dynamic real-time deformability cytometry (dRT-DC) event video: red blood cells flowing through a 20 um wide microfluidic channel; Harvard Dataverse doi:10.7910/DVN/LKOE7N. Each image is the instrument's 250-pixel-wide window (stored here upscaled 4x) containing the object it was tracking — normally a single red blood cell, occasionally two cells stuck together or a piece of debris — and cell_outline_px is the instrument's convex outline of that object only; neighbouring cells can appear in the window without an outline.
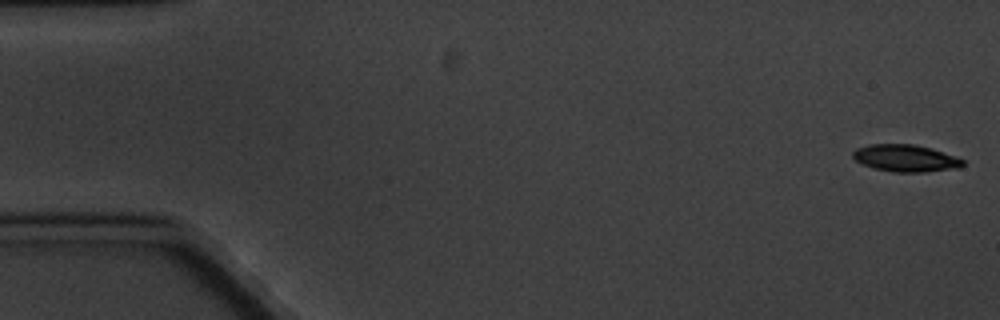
{"species": "common noctule bat (a hibernating species)", "species_latin": "Nyctalus noctula", "temperature_condition": "cold", "stored_images_in_passage": 8, "camera_frame_rate_fps": 3000, "um_per_image_px": 0.085, "animal": {"sex": "male", "body_mass_g": 20.1, "forearm_length_mm": 53.5}, "frame": {"image": 1, "passage_image": 1, "time_ms": 0.0, "image_size_px": [1000, 320], "cell_outline_px": [[964, 164], [960, 168], [924, 172], [892, 172], [872, 168], [856, 160], [852, 156], [852, 152], [856, 148], [868, 144], [912, 144], [932, 148], [956, 156], [964, 160]], "centroid_in_image_um": [76.99, 13.44], "position_along_channel_um": 8.0, "area_um2": 17.51}}
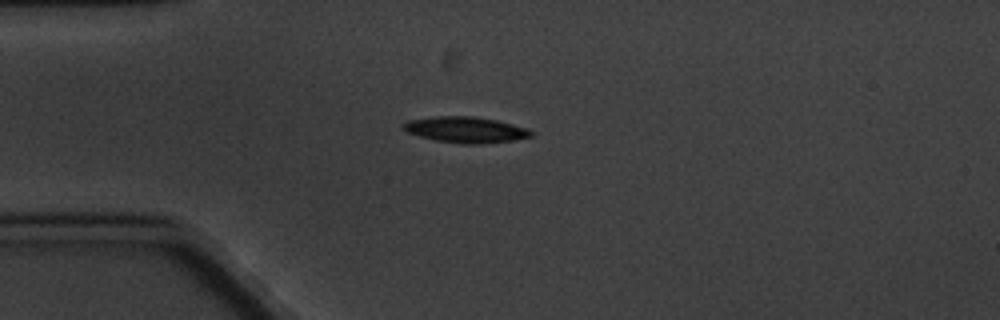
{"frame": {"image": 2, "passage_image": 5, "time_ms": 4.667, "image_size_px": [1000, 320], "cell_outline_px": [[532, 136], [512, 140], [476, 144], [464, 144], [436, 140], [420, 136], [408, 132], [400, 128], [400, 124], [408, 120], [432, 116], [476, 116], [496, 120], [512, 124], [524, 128], [532, 132]], "centroid_in_image_um": [39.49, 11.01], "position_along_channel_um": 45.5, "area_um2": 19.19}}